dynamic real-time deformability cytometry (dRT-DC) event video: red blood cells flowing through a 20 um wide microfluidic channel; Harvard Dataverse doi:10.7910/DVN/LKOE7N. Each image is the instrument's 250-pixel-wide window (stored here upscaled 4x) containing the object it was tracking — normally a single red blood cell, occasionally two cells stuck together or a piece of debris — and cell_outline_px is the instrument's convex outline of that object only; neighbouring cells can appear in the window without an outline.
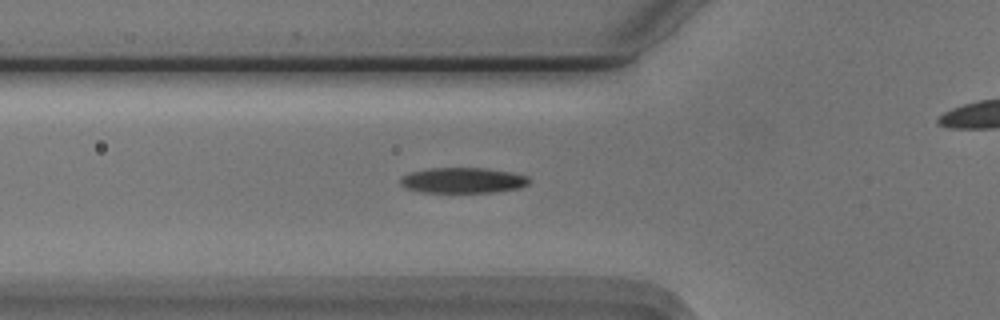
{"species": "Egyptian fruit bat (a non-hibernating species)", "species_latin": "Rousettus aegyptiacus", "temperature_condition": "cold", "stored_images_in_passage": 38, "camera_frame_rate_fps": 3000, "um_per_image_px": 0.085, "animal": {"sex": "male"}, "frame": {"image": 1, "passage_image": 2, "time_ms": 0.333, "image_size_px": [1000, 320], "cell_outline_px": [[528, 184], [520, 188], [492, 192], [420, 192], [404, 188], [400, 184], [400, 180], [408, 172], [428, 168], [484, 168], [512, 172], [528, 176]], "centroid_in_image_um": [39.31, 15.33], "position_along_channel_um": 86.5, "area_um2": 19.19}}
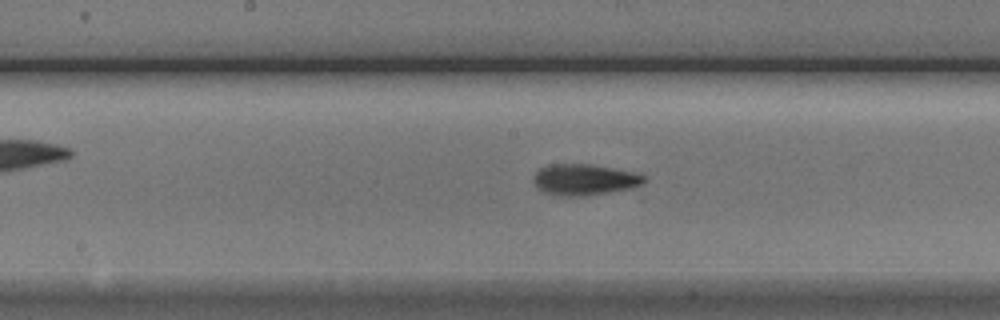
{"frame": {"image": 2, "passage_image": 11, "time_ms": 3.333, "image_size_px": [1000, 320], "cell_outline_px": [[644, 184], [632, 188], [584, 196], [552, 196], [536, 188], [532, 180], [532, 176], [540, 168], [548, 164], [588, 164], [612, 168], [632, 172], [644, 176]], "centroid_in_image_um": [49.59, 15.28], "position_along_channel_um": 198.6, "area_um2": 20.17}}
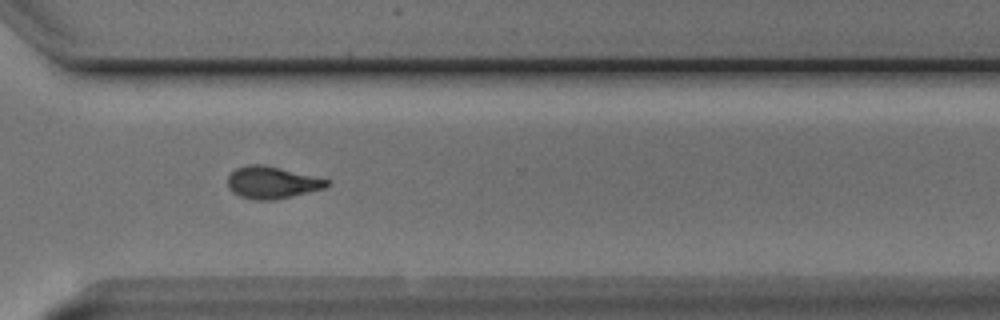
{"frame": {"image": 3, "passage_image": 23, "time_ms": 7.333, "image_size_px": [1000, 320], "cell_outline_px": [[332, 184], [324, 188], [276, 200], [256, 200], [240, 196], [232, 192], [228, 188], [228, 176], [236, 168], [248, 164], [260, 164], [280, 168], [332, 180]], "centroid_in_image_um": [23.14, 15.52], "position_along_channel_um": 347.5, "area_um2": 18.61}}